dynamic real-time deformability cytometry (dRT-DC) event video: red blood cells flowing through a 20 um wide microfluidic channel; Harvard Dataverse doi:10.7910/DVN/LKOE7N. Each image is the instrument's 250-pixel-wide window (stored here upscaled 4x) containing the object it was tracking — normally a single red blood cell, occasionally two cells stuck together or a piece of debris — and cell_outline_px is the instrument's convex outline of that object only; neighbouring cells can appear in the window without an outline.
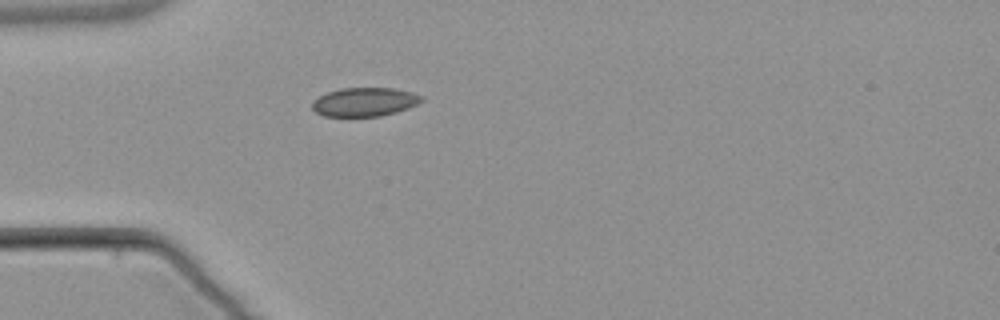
{"species": "common noctule bat (a hibernating species)", "species_latin": "Nyctalus noctula", "temperature_condition": "warm", "stored_images_in_passage": 1, "camera_frame_rate_fps": 3000, "um_per_image_px": 0.085, "animal": {"sex": "male", "body_mass_g": 21.5, "forearm_length_mm": 52.0}, "frame": {"image": 1, "passage_image": 1, "time_ms": 0.0, "image_size_px": [1000, 320], "cell_outline_px": [[424, 100], [408, 108], [396, 112], [380, 116], [324, 116], [316, 112], [312, 108], [312, 100], [328, 92], [340, 88], [396, 88], [412, 92], [424, 96]], "centroid_in_image_um": [31.01, 8.66], "position_along_channel_um": 54.0, "area_um2": 18.38}}